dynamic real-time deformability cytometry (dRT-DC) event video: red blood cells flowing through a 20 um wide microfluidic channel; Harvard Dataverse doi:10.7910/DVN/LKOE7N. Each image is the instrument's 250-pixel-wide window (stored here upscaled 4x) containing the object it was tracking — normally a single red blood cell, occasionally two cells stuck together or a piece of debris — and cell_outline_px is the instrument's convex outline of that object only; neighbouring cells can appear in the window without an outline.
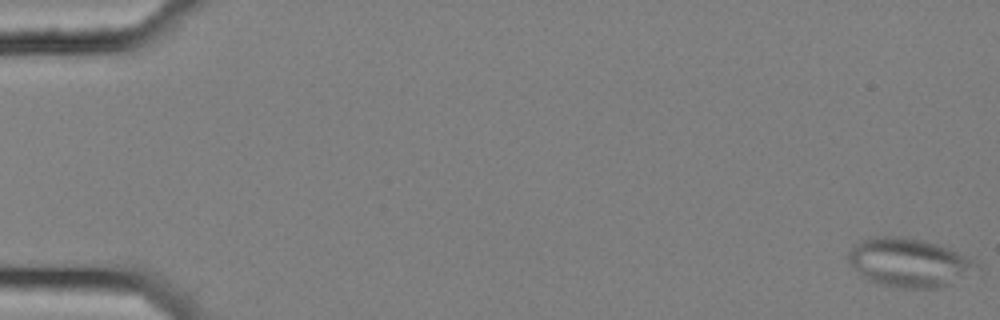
{"species": "common noctule bat (a hibernating species)", "species_latin": "Nyctalus noctula", "temperature_condition": "cold", "stored_images_in_passage": 6, "camera_frame_rate_fps": 3000, "um_per_image_px": 0.085, "animal": {"sex": "female", "body_mass_g": 25.1}, "frame": {"image": 1, "passage_image": 1, "time_ms": 0.0, "image_size_px": [1000, 320], "cell_outline_px": [[984, 272], [940, 288], [900, 288], [880, 284], [868, 280], [848, 260], [848, 252], [860, 240], [876, 236], [892, 236], [920, 240], [936, 244], [948, 248], [976, 260], [980, 264]], "centroid_in_image_um": [77.41, 22.35], "position_along_channel_um": 7.6, "area_um2": 36.76}}
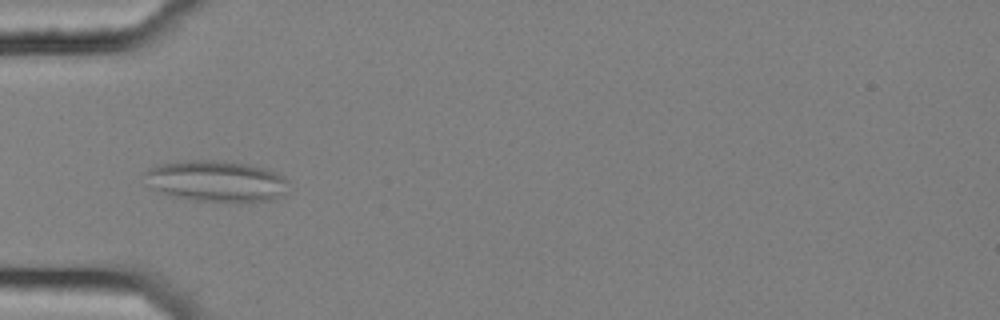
{"frame": {"image": 2, "passage_image": 6, "time_ms": 1.667, "image_size_px": [1000, 320], "cell_outline_px": [[288, 192], [284, 196], [272, 200], [240, 204], [236, 204], [196, 200], [172, 196], [160, 192], [152, 188], [148, 184], [144, 172], [148, 168], [160, 164], [176, 160], [224, 160], [248, 164], [276, 172], [284, 176], [288, 180]], "centroid_in_image_um": [18.44, 15.42], "position_along_channel_um": 66.6, "area_um2": 35.6}}